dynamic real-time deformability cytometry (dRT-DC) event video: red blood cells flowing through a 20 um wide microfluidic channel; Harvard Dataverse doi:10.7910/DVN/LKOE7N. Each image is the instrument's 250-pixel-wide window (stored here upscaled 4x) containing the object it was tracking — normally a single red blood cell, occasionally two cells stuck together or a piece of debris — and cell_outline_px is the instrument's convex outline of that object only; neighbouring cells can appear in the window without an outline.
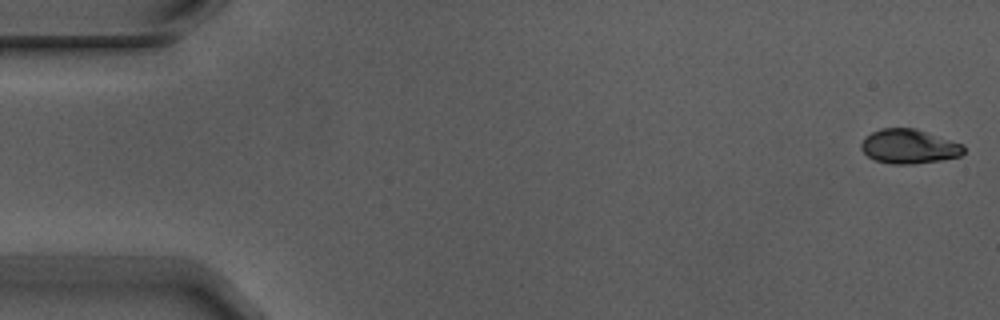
{"species": "Egyptian fruit bat (a non-hibernating species)", "species_latin": "Rousettus aegyptiacus", "temperature_condition": "warm", "stored_images_in_passage": 6, "camera_frame_rate_fps": 3000, "um_per_image_px": 0.085, "animal": {"sex": "male"}, "frame": {"image": 1, "passage_image": 1, "time_ms": 0.0, "image_size_px": [1000, 320], "cell_outline_px": [[964, 152], [960, 156], [940, 160], [912, 164], [892, 164], [876, 160], [868, 156], [860, 148], [860, 144], [864, 136], [880, 128], [916, 128], [964, 144]], "centroid_in_image_um": [77.26, 12.43], "position_along_channel_um": 7.7, "area_um2": 20.63}}
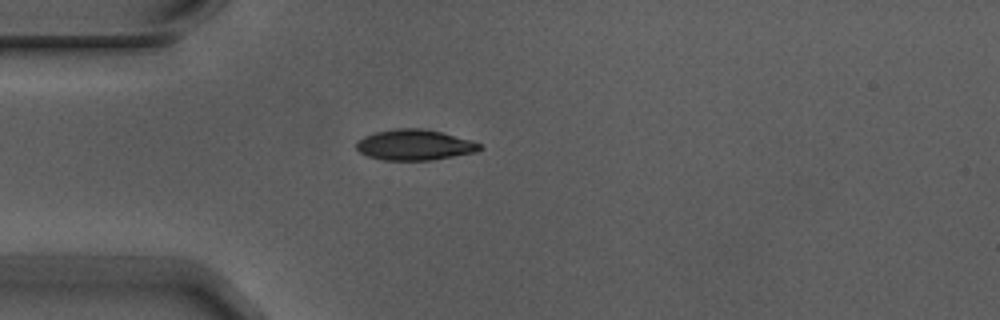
{"frame": {"image": 2, "passage_image": 5, "time_ms": 1.333, "image_size_px": [1000, 320], "cell_outline_px": [[484, 148], [476, 152], [432, 160], [384, 160], [368, 156], [360, 152], [356, 148], [356, 144], [364, 136], [376, 132], [396, 128], [424, 128], [472, 140], [480, 144]], "centroid_in_image_um": [35.26, 12.31], "position_along_channel_um": 49.7, "area_um2": 21.96}}